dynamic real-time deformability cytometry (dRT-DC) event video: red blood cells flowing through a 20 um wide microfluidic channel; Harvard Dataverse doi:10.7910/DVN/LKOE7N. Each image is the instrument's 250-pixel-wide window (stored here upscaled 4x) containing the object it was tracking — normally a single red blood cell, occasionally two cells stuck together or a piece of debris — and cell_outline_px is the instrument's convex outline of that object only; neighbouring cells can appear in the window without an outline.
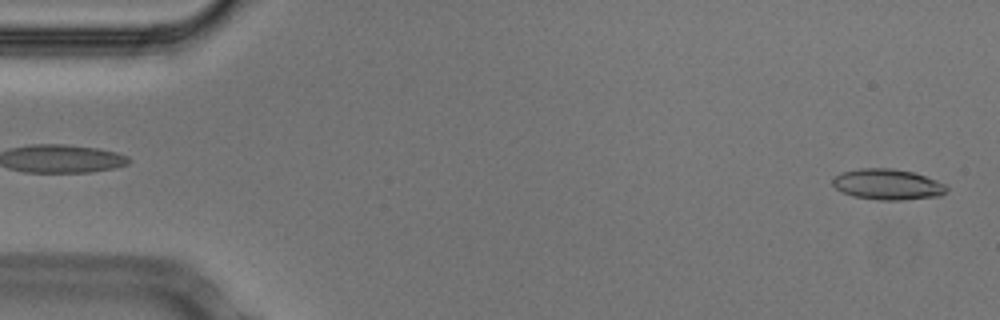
{"species": "Egyptian fruit bat (a non-hibernating species)", "species_latin": "Rousettus aegyptiacus", "temperature_condition": "cold", "stored_images_in_passage": 52, "camera_frame_rate_fps": 3000, "um_per_image_px": 0.085, "animal": {"sex": "male"}, "frame": {"image": 1, "passage_image": 1, "time_ms": 0.0, "image_size_px": [1000, 320], "cell_outline_px": [[948, 188], [940, 196], [900, 200], [880, 200], [852, 196], [836, 188], [832, 184], [832, 180], [840, 172], [860, 168], [892, 168], [912, 172], [936, 180], [944, 184]], "centroid_in_image_um": [75.42, 15.67], "position_along_channel_um": 9.6, "area_um2": 20.29}}
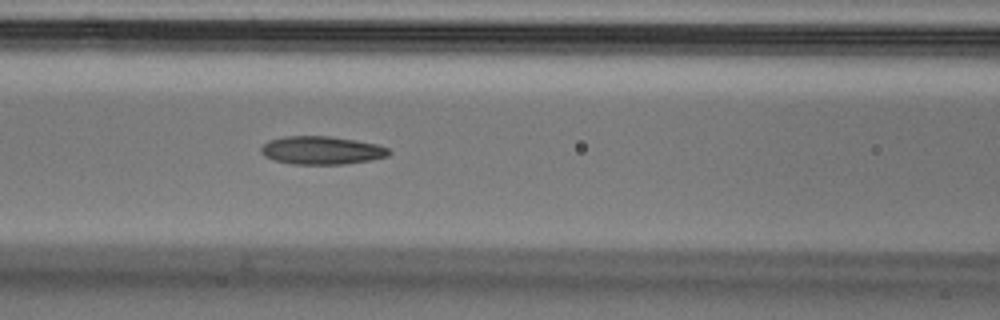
{"frame": {"image": 2, "passage_image": 21, "time_ms": 6.667, "image_size_px": [1000, 320], "cell_outline_px": [[392, 152], [388, 156], [368, 160], [340, 164], [292, 164], [272, 160], [264, 156], [260, 152], [260, 148], [268, 140], [284, 136], [332, 136], [356, 140], [376, 144], [388, 148]], "centroid_in_image_um": [27.3, 12.77], "position_along_channel_um": 139.3, "area_um2": 21.04}}
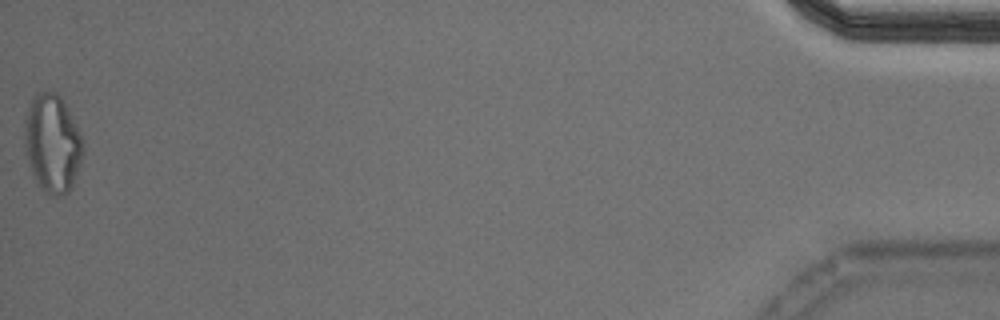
{"frame": {"image": 3, "passage_image": 52, "time_ms": 17.0, "image_size_px": [1000, 320], "cell_outline_px": [[84, 152], [72, 188], [68, 192], [60, 196], [52, 196], [44, 192], [36, 184], [24, 152], [24, 120], [32, 96], [36, 92], [48, 88], [56, 92], [60, 96], [68, 108], [84, 140]], "centroid_in_image_um": [4.44, 12.17], "position_along_channel_um": 430.8, "area_um2": 34.51}, "authors_computed_cell_mechanics": {"area_um2": 20.8947, "velocity_mm_per_s": 3.7629, "shape_relaxation_time_tau1_ms": 6.342, "shape_relaxation_time_tau2_ms": 3.5192, "deformation_change_tau1": 0.1915, "deformation_change_tau2": 0.1269}}